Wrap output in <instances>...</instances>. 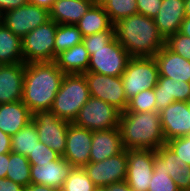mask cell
<instances>
[{"mask_svg":"<svg viewBox=\"0 0 190 191\" xmlns=\"http://www.w3.org/2000/svg\"><path fill=\"white\" fill-rule=\"evenodd\" d=\"M64 75L54 61L25 64L21 101L32 114L51 110Z\"/></svg>","mask_w":190,"mask_h":191,"instance_id":"6da1fadb","label":"cell"},{"mask_svg":"<svg viewBox=\"0 0 190 191\" xmlns=\"http://www.w3.org/2000/svg\"><path fill=\"white\" fill-rule=\"evenodd\" d=\"M116 40L131 57H154L164 46L153 18L135 14L114 23Z\"/></svg>","mask_w":190,"mask_h":191,"instance_id":"7a4b0ae2","label":"cell"},{"mask_svg":"<svg viewBox=\"0 0 190 191\" xmlns=\"http://www.w3.org/2000/svg\"><path fill=\"white\" fill-rule=\"evenodd\" d=\"M119 130L126 150H157L166 144L161 128L160 113L121 112Z\"/></svg>","mask_w":190,"mask_h":191,"instance_id":"3957f363","label":"cell"},{"mask_svg":"<svg viewBox=\"0 0 190 191\" xmlns=\"http://www.w3.org/2000/svg\"><path fill=\"white\" fill-rule=\"evenodd\" d=\"M90 97L83 74H65L51 110L60 119L73 123L81 107Z\"/></svg>","mask_w":190,"mask_h":191,"instance_id":"277c9868","label":"cell"},{"mask_svg":"<svg viewBox=\"0 0 190 191\" xmlns=\"http://www.w3.org/2000/svg\"><path fill=\"white\" fill-rule=\"evenodd\" d=\"M159 79V69L154 57H131L121 75L127 100L143 90L153 89Z\"/></svg>","mask_w":190,"mask_h":191,"instance_id":"5b68a950","label":"cell"},{"mask_svg":"<svg viewBox=\"0 0 190 191\" xmlns=\"http://www.w3.org/2000/svg\"><path fill=\"white\" fill-rule=\"evenodd\" d=\"M57 23L49 20L22 38L24 63L54 61V43Z\"/></svg>","mask_w":190,"mask_h":191,"instance_id":"8992f818","label":"cell"},{"mask_svg":"<svg viewBox=\"0 0 190 191\" xmlns=\"http://www.w3.org/2000/svg\"><path fill=\"white\" fill-rule=\"evenodd\" d=\"M121 111L101 99L90 97L81 107L73 123L90 131L119 127Z\"/></svg>","mask_w":190,"mask_h":191,"instance_id":"52a82bcc","label":"cell"},{"mask_svg":"<svg viewBox=\"0 0 190 191\" xmlns=\"http://www.w3.org/2000/svg\"><path fill=\"white\" fill-rule=\"evenodd\" d=\"M131 56L114 38L105 47L91 49L87 72H96L106 76H121Z\"/></svg>","mask_w":190,"mask_h":191,"instance_id":"ba28073f","label":"cell"},{"mask_svg":"<svg viewBox=\"0 0 190 191\" xmlns=\"http://www.w3.org/2000/svg\"><path fill=\"white\" fill-rule=\"evenodd\" d=\"M38 138L48 148L63 156L69 123L60 119L52 110H39L32 115Z\"/></svg>","mask_w":190,"mask_h":191,"instance_id":"9c48e42d","label":"cell"},{"mask_svg":"<svg viewBox=\"0 0 190 191\" xmlns=\"http://www.w3.org/2000/svg\"><path fill=\"white\" fill-rule=\"evenodd\" d=\"M49 20L50 13L48 10L30 3L0 15V21L14 35L21 38Z\"/></svg>","mask_w":190,"mask_h":191,"instance_id":"30bf717a","label":"cell"},{"mask_svg":"<svg viewBox=\"0 0 190 191\" xmlns=\"http://www.w3.org/2000/svg\"><path fill=\"white\" fill-rule=\"evenodd\" d=\"M83 75L91 97L101 99L115 106L121 112L126 110L128 100L125 96L121 76H106L96 72H86Z\"/></svg>","mask_w":190,"mask_h":191,"instance_id":"8fae6325","label":"cell"},{"mask_svg":"<svg viewBox=\"0 0 190 191\" xmlns=\"http://www.w3.org/2000/svg\"><path fill=\"white\" fill-rule=\"evenodd\" d=\"M127 167V150L124 149L121 153L100 162H89L83 169L99 189L113 183L126 181Z\"/></svg>","mask_w":190,"mask_h":191,"instance_id":"7c38bea8","label":"cell"},{"mask_svg":"<svg viewBox=\"0 0 190 191\" xmlns=\"http://www.w3.org/2000/svg\"><path fill=\"white\" fill-rule=\"evenodd\" d=\"M126 182L133 191H148L154 172L153 150H127Z\"/></svg>","mask_w":190,"mask_h":191,"instance_id":"4fadbf2b","label":"cell"},{"mask_svg":"<svg viewBox=\"0 0 190 191\" xmlns=\"http://www.w3.org/2000/svg\"><path fill=\"white\" fill-rule=\"evenodd\" d=\"M92 131L69 123L63 158L73 167L83 168L89 163Z\"/></svg>","mask_w":190,"mask_h":191,"instance_id":"5bb4252c","label":"cell"},{"mask_svg":"<svg viewBox=\"0 0 190 191\" xmlns=\"http://www.w3.org/2000/svg\"><path fill=\"white\" fill-rule=\"evenodd\" d=\"M159 113L166 142L190 135V111L187 102L175 101Z\"/></svg>","mask_w":190,"mask_h":191,"instance_id":"9a60e30c","label":"cell"},{"mask_svg":"<svg viewBox=\"0 0 190 191\" xmlns=\"http://www.w3.org/2000/svg\"><path fill=\"white\" fill-rule=\"evenodd\" d=\"M73 166L62 156L44 164L30 165L31 183L46 185L60 191Z\"/></svg>","mask_w":190,"mask_h":191,"instance_id":"2e32d148","label":"cell"},{"mask_svg":"<svg viewBox=\"0 0 190 191\" xmlns=\"http://www.w3.org/2000/svg\"><path fill=\"white\" fill-rule=\"evenodd\" d=\"M25 63L0 65V104L22 100Z\"/></svg>","mask_w":190,"mask_h":191,"instance_id":"e0dca14e","label":"cell"},{"mask_svg":"<svg viewBox=\"0 0 190 191\" xmlns=\"http://www.w3.org/2000/svg\"><path fill=\"white\" fill-rule=\"evenodd\" d=\"M124 150L119 127L92 131V145L89 162H100Z\"/></svg>","mask_w":190,"mask_h":191,"instance_id":"ac0fdd59","label":"cell"},{"mask_svg":"<svg viewBox=\"0 0 190 191\" xmlns=\"http://www.w3.org/2000/svg\"><path fill=\"white\" fill-rule=\"evenodd\" d=\"M153 89L157 112L175 101L188 102L190 100V82L159 76L157 85Z\"/></svg>","mask_w":190,"mask_h":191,"instance_id":"d6986e66","label":"cell"},{"mask_svg":"<svg viewBox=\"0 0 190 191\" xmlns=\"http://www.w3.org/2000/svg\"><path fill=\"white\" fill-rule=\"evenodd\" d=\"M153 19L164 39L176 34L185 19L184 0H162L159 12Z\"/></svg>","mask_w":190,"mask_h":191,"instance_id":"ffe728a7","label":"cell"},{"mask_svg":"<svg viewBox=\"0 0 190 191\" xmlns=\"http://www.w3.org/2000/svg\"><path fill=\"white\" fill-rule=\"evenodd\" d=\"M154 58L158 65L159 76L190 82V61L169 50L166 46Z\"/></svg>","mask_w":190,"mask_h":191,"instance_id":"44dd1931","label":"cell"},{"mask_svg":"<svg viewBox=\"0 0 190 191\" xmlns=\"http://www.w3.org/2000/svg\"><path fill=\"white\" fill-rule=\"evenodd\" d=\"M32 115L21 100L0 104V129L12 136L31 121Z\"/></svg>","mask_w":190,"mask_h":191,"instance_id":"7402d4cb","label":"cell"},{"mask_svg":"<svg viewBox=\"0 0 190 191\" xmlns=\"http://www.w3.org/2000/svg\"><path fill=\"white\" fill-rule=\"evenodd\" d=\"M92 0H56L49 11L57 24H76L93 5Z\"/></svg>","mask_w":190,"mask_h":191,"instance_id":"603a6c76","label":"cell"},{"mask_svg":"<svg viewBox=\"0 0 190 191\" xmlns=\"http://www.w3.org/2000/svg\"><path fill=\"white\" fill-rule=\"evenodd\" d=\"M90 55L80 43L57 55L55 63L64 74H84L88 70Z\"/></svg>","mask_w":190,"mask_h":191,"instance_id":"cb8c5ba5","label":"cell"},{"mask_svg":"<svg viewBox=\"0 0 190 191\" xmlns=\"http://www.w3.org/2000/svg\"><path fill=\"white\" fill-rule=\"evenodd\" d=\"M83 37L110 29L114 24L102 5L93 4L86 14L75 24Z\"/></svg>","mask_w":190,"mask_h":191,"instance_id":"d4e9b609","label":"cell"},{"mask_svg":"<svg viewBox=\"0 0 190 191\" xmlns=\"http://www.w3.org/2000/svg\"><path fill=\"white\" fill-rule=\"evenodd\" d=\"M24 63L22 38L14 35L0 21V65Z\"/></svg>","mask_w":190,"mask_h":191,"instance_id":"484cf974","label":"cell"},{"mask_svg":"<svg viewBox=\"0 0 190 191\" xmlns=\"http://www.w3.org/2000/svg\"><path fill=\"white\" fill-rule=\"evenodd\" d=\"M154 171H165L176 183L180 167L186 165L166 144L153 150Z\"/></svg>","mask_w":190,"mask_h":191,"instance_id":"4316f807","label":"cell"},{"mask_svg":"<svg viewBox=\"0 0 190 191\" xmlns=\"http://www.w3.org/2000/svg\"><path fill=\"white\" fill-rule=\"evenodd\" d=\"M39 142L36 126L30 121L11 136V151L28 157Z\"/></svg>","mask_w":190,"mask_h":191,"instance_id":"83f0119b","label":"cell"},{"mask_svg":"<svg viewBox=\"0 0 190 191\" xmlns=\"http://www.w3.org/2000/svg\"><path fill=\"white\" fill-rule=\"evenodd\" d=\"M6 178L26 188L31 183L30 162L27 157L11 151Z\"/></svg>","mask_w":190,"mask_h":191,"instance_id":"f1b7e54d","label":"cell"},{"mask_svg":"<svg viewBox=\"0 0 190 191\" xmlns=\"http://www.w3.org/2000/svg\"><path fill=\"white\" fill-rule=\"evenodd\" d=\"M82 41L83 36L76 25L57 24L54 43V61L58 54L82 43Z\"/></svg>","mask_w":190,"mask_h":191,"instance_id":"f546056e","label":"cell"},{"mask_svg":"<svg viewBox=\"0 0 190 191\" xmlns=\"http://www.w3.org/2000/svg\"><path fill=\"white\" fill-rule=\"evenodd\" d=\"M101 5L113 24L120 19L138 14L136 0H106Z\"/></svg>","mask_w":190,"mask_h":191,"instance_id":"4dcf8cb0","label":"cell"},{"mask_svg":"<svg viewBox=\"0 0 190 191\" xmlns=\"http://www.w3.org/2000/svg\"><path fill=\"white\" fill-rule=\"evenodd\" d=\"M97 189L83 168L73 167L60 191H96Z\"/></svg>","mask_w":190,"mask_h":191,"instance_id":"1f68e13d","label":"cell"},{"mask_svg":"<svg viewBox=\"0 0 190 191\" xmlns=\"http://www.w3.org/2000/svg\"><path fill=\"white\" fill-rule=\"evenodd\" d=\"M156 98L154 89L143 90L128 100L126 111L129 112H150L156 111Z\"/></svg>","mask_w":190,"mask_h":191,"instance_id":"d6a6232c","label":"cell"},{"mask_svg":"<svg viewBox=\"0 0 190 191\" xmlns=\"http://www.w3.org/2000/svg\"><path fill=\"white\" fill-rule=\"evenodd\" d=\"M165 46L180 55L184 59L190 61V38L177 32L165 39Z\"/></svg>","mask_w":190,"mask_h":191,"instance_id":"836d02e7","label":"cell"},{"mask_svg":"<svg viewBox=\"0 0 190 191\" xmlns=\"http://www.w3.org/2000/svg\"><path fill=\"white\" fill-rule=\"evenodd\" d=\"M61 157L56 151L48 148L44 143L39 142L33 151L28 155L27 159L30 165L44 164Z\"/></svg>","mask_w":190,"mask_h":191,"instance_id":"e575fe53","label":"cell"},{"mask_svg":"<svg viewBox=\"0 0 190 191\" xmlns=\"http://www.w3.org/2000/svg\"><path fill=\"white\" fill-rule=\"evenodd\" d=\"M114 38H115V33L113 25L110 29L106 31L83 37L82 43L85 45V48L89 52V55H91V49H99L105 47Z\"/></svg>","mask_w":190,"mask_h":191,"instance_id":"d590c367","label":"cell"},{"mask_svg":"<svg viewBox=\"0 0 190 191\" xmlns=\"http://www.w3.org/2000/svg\"><path fill=\"white\" fill-rule=\"evenodd\" d=\"M148 191H180L169 173L154 171L149 183Z\"/></svg>","mask_w":190,"mask_h":191,"instance_id":"8d00e7d4","label":"cell"},{"mask_svg":"<svg viewBox=\"0 0 190 191\" xmlns=\"http://www.w3.org/2000/svg\"><path fill=\"white\" fill-rule=\"evenodd\" d=\"M166 145L173 150L186 165L190 166V135L171 139L166 142Z\"/></svg>","mask_w":190,"mask_h":191,"instance_id":"74e56055","label":"cell"},{"mask_svg":"<svg viewBox=\"0 0 190 191\" xmlns=\"http://www.w3.org/2000/svg\"><path fill=\"white\" fill-rule=\"evenodd\" d=\"M138 14L154 18L160 9L162 0H136Z\"/></svg>","mask_w":190,"mask_h":191,"instance_id":"f35d334b","label":"cell"},{"mask_svg":"<svg viewBox=\"0 0 190 191\" xmlns=\"http://www.w3.org/2000/svg\"><path fill=\"white\" fill-rule=\"evenodd\" d=\"M176 185L180 191H190V166L180 167Z\"/></svg>","mask_w":190,"mask_h":191,"instance_id":"ab89813d","label":"cell"},{"mask_svg":"<svg viewBox=\"0 0 190 191\" xmlns=\"http://www.w3.org/2000/svg\"><path fill=\"white\" fill-rule=\"evenodd\" d=\"M28 3V0H0V15Z\"/></svg>","mask_w":190,"mask_h":191,"instance_id":"60d3db41","label":"cell"},{"mask_svg":"<svg viewBox=\"0 0 190 191\" xmlns=\"http://www.w3.org/2000/svg\"><path fill=\"white\" fill-rule=\"evenodd\" d=\"M0 191H25V188L10 179L1 178Z\"/></svg>","mask_w":190,"mask_h":191,"instance_id":"b9f144b4","label":"cell"},{"mask_svg":"<svg viewBox=\"0 0 190 191\" xmlns=\"http://www.w3.org/2000/svg\"><path fill=\"white\" fill-rule=\"evenodd\" d=\"M11 152V136L0 129V154Z\"/></svg>","mask_w":190,"mask_h":191,"instance_id":"7bdbcfd3","label":"cell"},{"mask_svg":"<svg viewBox=\"0 0 190 191\" xmlns=\"http://www.w3.org/2000/svg\"><path fill=\"white\" fill-rule=\"evenodd\" d=\"M105 191H133L126 181L110 184L103 188Z\"/></svg>","mask_w":190,"mask_h":191,"instance_id":"ee69618b","label":"cell"},{"mask_svg":"<svg viewBox=\"0 0 190 191\" xmlns=\"http://www.w3.org/2000/svg\"><path fill=\"white\" fill-rule=\"evenodd\" d=\"M9 163V153L0 154V179L6 178Z\"/></svg>","mask_w":190,"mask_h":191,"instance_id":"f6af8a7d","label":"cell"},{"mask_svg":"<svg viewBox=\"0 0 190 191\" xmlns=\"http://www.w3.org/2000/svg\"><path fill=\"white\" fill-rule=\"evenodd\" d=\"M55 1L56 0H28V3L50 11Z\"/></svg>","mask_w":190,"mask_h":191,"instance_id":"bcb514c9","label":"cell"},{"mask_svg":"<svg viewBox=\"0 0 190 191\" xmlns=\"http://www.w3.org/2000/svg\"><path fill=\"white\" fill-rule=\"evenodd\" d=\"M25 191H58V190H56L53 187L46 186V185L30 183L25 188Z\"/></svg>","mask_w":190,"mask_h":191,"instance_id":"7dc6e473","label":"cell"},{"mask_svg":"<svg viewBox=\"0 0 190 191\" xmlns=\"http://www.w3.org/2000/svg\"><path fill=\"white\" fill-rule=\"evenodd\" d=\"M179 32L190 38V17L185 16V19L181 23Z\"/></svg>","mask_w":190,"mask_h":191,"instance_id":"c3c4849f","label":"cell"},{"mask_svg":"<svg viewBox=\"0 0 190 191\" xmlns=\"http://www.w3.org/2000/svg\"><path fill=\"white\" fill-rule=\"evenodd\" d=\"M185 16L190 17V0H184Z\"/></svg>","mask_w":190,"mask_h":191,"instance_id":"681fc988","label":"cell"},{"mask_svg":"<svg viewBox=\"0 0 190 191\" xmlns=\"http://www.w3.org/2000/svg\"><path fill=\"white\" fill-rule=\"evenodd\" d=\"M94 4H99L101 5L102 3H104L106 0H92Z\"/></svg>","mask_w":190,"mask_h":191,"instance_id":"f907efd6","label":"cell"},{"mask_svg":"<svg viewBox=\"0 0 190 191\" xmlns=\"http://www.w3.org/2000/svg\"><path fill=\"white\" fill-rule=\"evenodd\" d=\"M188 110L190 111V100L187 102Z\"/></svg>","mask_w":190,"mask_h":191,"instance_id":"816d5d0a","label":"cell"},{"mask_svg":"<svg viewBox=\"0 0 190 191\" xmlns=\"http://www.w3.org/2000/svg\"><path fill=\"white\" fill-rule=\"evenodd\" d=\"M96 191H105L103 188H99Z\"/></svg>","mask_w":190,"mask_h":191,"instance_id":"f5cc1de1","label":"cell"}]
</instances>
